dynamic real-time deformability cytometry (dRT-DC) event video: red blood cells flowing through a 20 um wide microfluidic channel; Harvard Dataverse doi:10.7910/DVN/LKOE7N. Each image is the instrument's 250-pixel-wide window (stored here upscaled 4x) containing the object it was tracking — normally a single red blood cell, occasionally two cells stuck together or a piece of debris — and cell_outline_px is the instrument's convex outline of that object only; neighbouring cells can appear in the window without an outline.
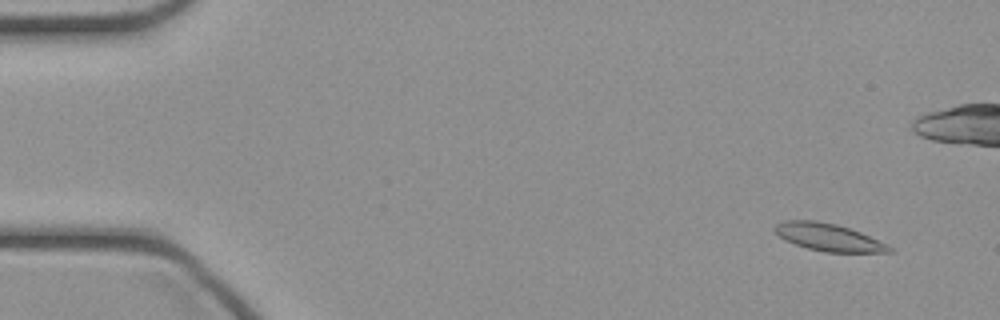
{"species": "common noctule bat (a hibernating species)", "species_latin": "Nyctalus noctula", "temperature_condition": "cold", "stored_images_in_passage": 12, "camera_frame_rate_fps": 3000, "um_per_image_px": 0.085, "animal": {"sex": "female", "body_mass_g": 21.9}, "frame": {"image": 1, "passage_image": 3, "time_ms": 0.667, "image_size_px": [1000, 320], "cell_outline_px": [[892, 252], [824, 252], [808, 248], [784, 240], [772, 228], [776, 224], [784, 220], [816, 220], [836, 224], [860, 232], [888, 244], [892, 248]], "centroid_in_image_um": [70.4, 20.16], "position_along_channel_um": 14.6, "area_um2": 18.21}}